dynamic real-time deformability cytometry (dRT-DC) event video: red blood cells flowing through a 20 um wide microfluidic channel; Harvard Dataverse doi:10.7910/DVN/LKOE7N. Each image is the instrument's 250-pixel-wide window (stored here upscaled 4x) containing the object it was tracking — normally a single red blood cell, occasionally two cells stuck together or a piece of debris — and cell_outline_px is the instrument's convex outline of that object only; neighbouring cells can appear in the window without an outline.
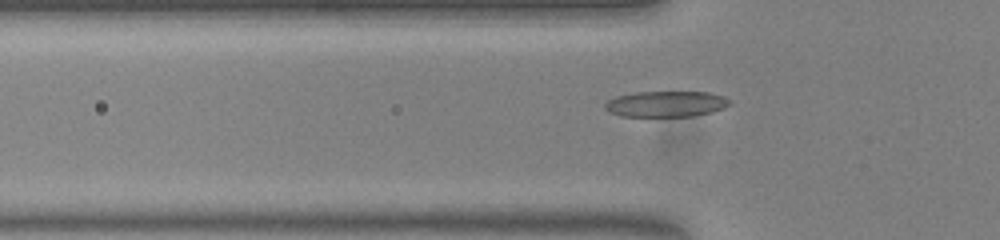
{"species": "common noctule bat (a hibernating species)", "species_latin": "Nyctalus noctula", "temperature_condition": "warm", "stored_images_in_passage": 33, "camera_frame_rate_fps": 3000, "um_per_image_px": 0.085, "animal": {"sex": "female", "body_mass_g": 23.0, "forearm_length_mm": 53.4}, "frame": {"image": 1, "passage_image": 3, "time_ms": 0.667, "image_size_px": [1000, 240], "cell_outline_px": [[732, 104], [724, 108], [712, 112], [692, 116], [620, 116], [608, 112], [604, 108], [604, 104], [608, 100], [616, 96], [636, 92], [708, 92], [724, 96], [732, 100]], "centroid_in_image_um": [56.63, 8.83], "position_along_channel_um": 69.2, "area_um2": 18.96}}
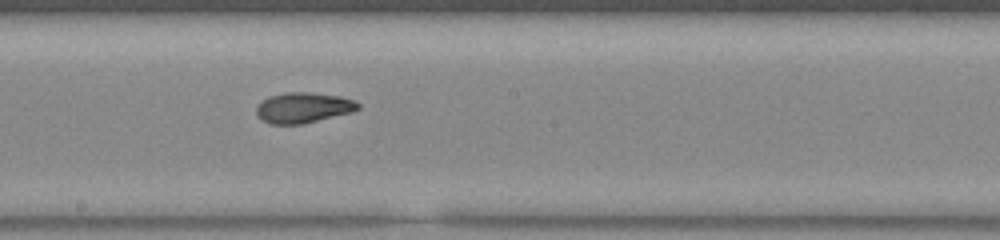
{"frame": {"image": 2, "passage_image": 15, "time_ms": 4.667, "image_size_px": [1000, 240], "cell_outline_px": [[360, 108], [352, 112], [304, 124], [268, 124], [256, 116], [256, 104], [268, 96], [284, 92], [308, 92], [340, 96], [356, 100], [360, 104]], "centroid_in_image_um": [25.75, 9.15], "position_along_channel_um": 222.4, "area_um2": 18.44}}
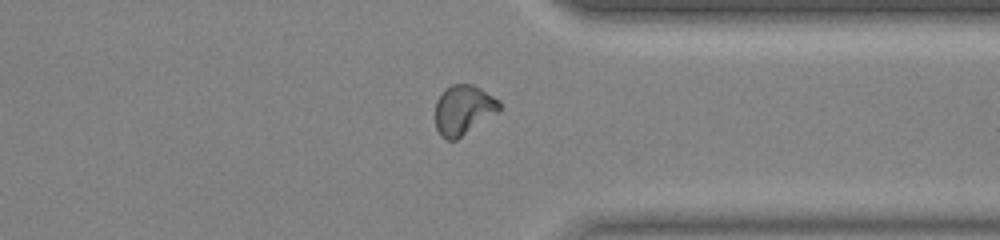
{"frame": {"image": 3, "passage_image": 27, "time_ms": 8.667, "image_size_px": [1000, 240], "cell_outline_px": [[500, 108], [496, 112], [456, 140], [448, 140], [440, 136], [436, 128], [436, 100], [452, 84], [472, 84], [480, 88], [500, 100]], "centroid_in_image_um": [39.37, 9.34], "position_along_channel_um": 372.0, "area_um2": 18.15}, "authors_computed_cell_mechanics": {"area_um2": 18.207, "velocity_mm_per_s": 3.8209, "shape_relaxation_time_tau1_ms": 8.2424, "shape_relaxation_time_tau2_ms": 1.685, "deformation_change_tau1": 0.2438, "deformation_change_tau2": 0.0618}}